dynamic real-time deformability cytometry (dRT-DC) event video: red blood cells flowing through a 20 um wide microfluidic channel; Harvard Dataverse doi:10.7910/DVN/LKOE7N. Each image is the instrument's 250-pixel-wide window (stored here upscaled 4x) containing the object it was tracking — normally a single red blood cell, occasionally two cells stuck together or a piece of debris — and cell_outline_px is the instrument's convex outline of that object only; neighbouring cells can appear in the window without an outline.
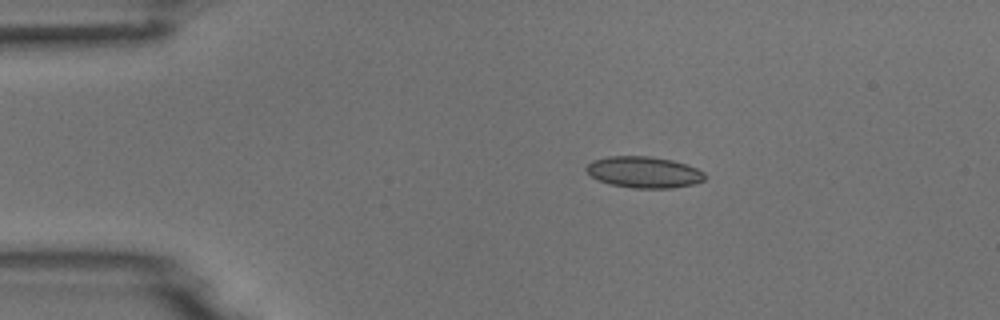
{"species": "common noctule bat (a hibernating species)", "species_latin": "Nyctalus noctula", "temperature_condition": "room temperature", "stored_images_in_passage": 4, "camera_frame_rate_fps": 3000, "um_per_image_px": 0.085, "animal": {"sex": "male", "body_mass_g": 18.8}, "frame": {"image": 1, "passage_image": 3, "time_ms": 0.667, "image_size_px": [1000, 320], "cell_outline_px": [[704, 180], [696, 184], [672, 188], [632, 188], [612, 184], [600, 180], [592, 176], [584, 168], [592, 160], [608, 156], [648, 156], [672, 160], [688, 164], [704, 172]], "centroid_in_image_um": [54.75, 14.63], "position_along_channel_um": 30.2, "area_um2": 21.62}}